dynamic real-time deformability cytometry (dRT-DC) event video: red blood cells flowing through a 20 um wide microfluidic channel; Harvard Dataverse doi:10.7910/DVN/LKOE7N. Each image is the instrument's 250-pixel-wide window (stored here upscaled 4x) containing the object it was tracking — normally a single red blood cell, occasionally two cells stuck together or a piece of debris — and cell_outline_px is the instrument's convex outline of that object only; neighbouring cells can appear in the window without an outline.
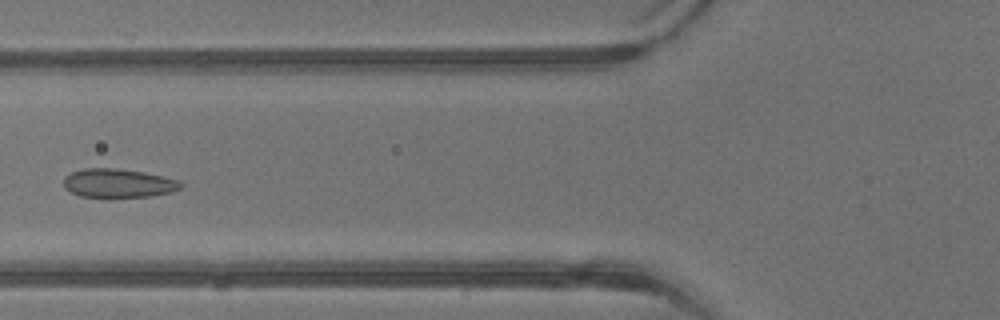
{"species": "common noctule bat (a hibernating species)", "species_latin": "Nyctalus noctula", "temperature_condition": "warm", "stored_images_in_passage": 42, "camera_frame_rate_fps": 3000, "um_per_image_px": 0.085, "animal": {"sex": "male", "body_mass_g": 13.3}, "frame": {"image": 1, "passage_image": 17, "time_ms": 5.333, "image_size_px": [1000, 320], "cell_outline_px": [[184, 184], [180, 188], [172, 192], [148, 196], [80, 196], [64, 188], [64, 176], [72, 172], [84, 168], [116, 168], [144, 172], [180, 180]], "centroid_in_image_um": [10.06, 15.55], "position_along_channel_um": 115.7, "area_um2": 19.42}}
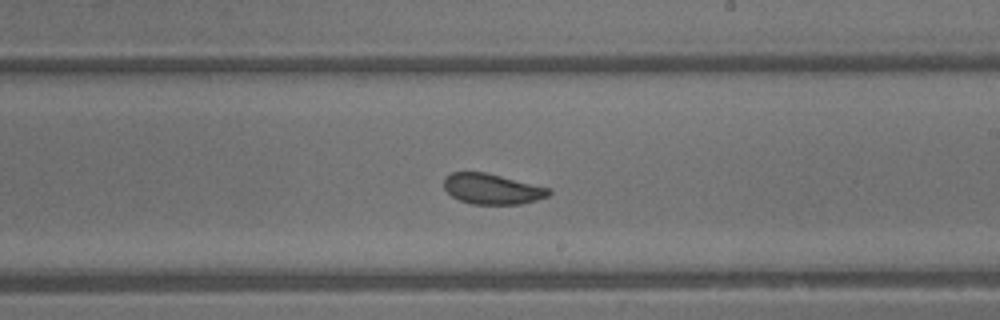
{"frame": {"image": 2, "passage_image": 25, "time_ms": 8.0, "image_size_px": [1000, 320], "cell_outline_px": [[552, 192], [548, 196], [536, 200], [520, 204], [472, 204], [460, 200], [452, 196], [444, 188], [444, 176], [452, 172], [484, 172], [552, 188]], "centroid_in_image_um": [41.84, 16.06], "position_along_channel_um": 247.2, "area_um2": 18.67}}
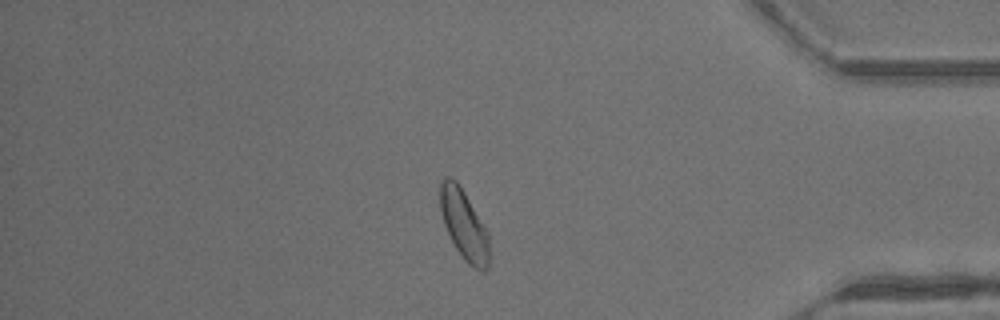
{"frame": {"image": 3, "passage_image": 36, "time_ms": 11.667, "image_size_px": [1000, 320], "cell_outline_px": [[488, 268], [484, 272], [480, 272], [472, 268], [464, 260], [456, 248], [444, 224], [440, 208], [440, 184], [444, 176], [448, 176], [456, 180], [464, 192], [488, 232]], "centroid_in_image_um": [39.44, 19.12], "position_along_channel_um": 395.8, "area_um2": 19.83}, "authors_computed_cell_mechanics": {"area_um2": 20.2878, "velocity_mm_per_s": 4.9388, "shape_relaxation_time_tau1_ms": 4.5088, "shape_relaxation_time_tau2_ms": 0.814, "deformation_change_tau1": 0.098, "deformation_change_tau2": 0.0455}}